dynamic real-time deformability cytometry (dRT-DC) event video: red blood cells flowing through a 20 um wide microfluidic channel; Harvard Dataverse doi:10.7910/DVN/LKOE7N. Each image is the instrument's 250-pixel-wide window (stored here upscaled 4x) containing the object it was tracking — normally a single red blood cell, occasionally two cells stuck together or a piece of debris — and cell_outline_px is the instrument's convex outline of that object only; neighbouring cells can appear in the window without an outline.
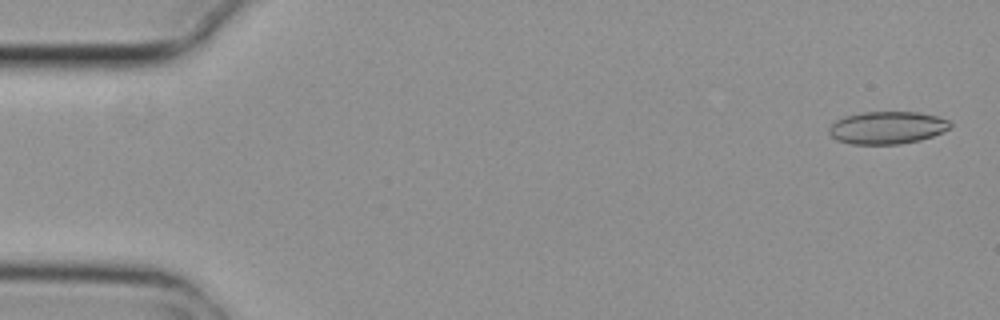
{"species": "common noctule bat (a hibernating species)", "species_latin": "Nyctalus noctula", "temperature_condition": "cold", "stored_images_in_passage": 5, "camera_frame_rate_fps": 3000, "um_per_image_px": 0.085, "animal": {"sex": "female", "body_mass_g": 29.2, "forearm_length_mm": 56.3}, "frame": {"image": 1, "passage_image": 1, "time_ms": 0.0, "image_size_px": [1000, 320], "cell_outline_px": [[952, 124], [948, 128], [932, 136], [920, 140], [900, 144], [852, 144], [836, 140], [828, 132], [828, 128], [836, 120], [844, 116], [864, 112], [916, 112], [936, 116], [948, 120]], "centroid_in_image_um": [75.37, 10.85], "position_along_channel_um": 9.6, "area_um2": 22.83}}